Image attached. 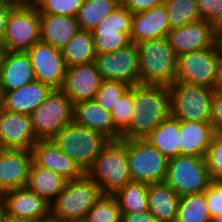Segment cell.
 <instances>
[{
    "label": "cell",
    "mask_w": 222,
    "mask_h": 222,
    "mask_svg": "<svg viewBox=\"0 0 222 222\" xmlns=\"http://www.w3.org/2000/svg\"><path fill=\"white\" fill-rule=\"evenodd\" d=\"M74 104L61 90L53 89L42 104L30 115L37 140H51L73 121Z\"/></svg>",
    "instance_id": "30bf717a"
},
{
    "label": "cell",
    "mask_w": 222,
    "mask_h": 222,
    "mask_svg": "<svg viewBox=\"0 0 222 222\" xmlns=\"http://www.w3.org/2000/svg\"><path fill=\"white\" fill-rule=\"evenodd\" d=\"M170 31L164 3L150 10L137 12L132 15L130 32L131 43L167 37Z\"/></svg>",
    "instance_id": "7402d4cb"
},
{
    "label": "cell",
    "mask_w": 222,
    "mask_h": 222,
    "mask_svg": "<svg viewBox=\"0 0 222 222\" xmlns=\"http://www.w3.org/2000/svg\"><path fill=\"white\" fill-rule=\"evenodd\" d=\"M73 121L92 131L100 132L110 141L121 140V134L114 128L110 111L105 110L95 100L74 104Z\"/></svg>",
    "instance_id": "cb8c5ba5"
},
{
    "label": "cell",
    "mask_w": 222,
    "mask_h": 222,
    "mask_svg": "<svg viewBox=\"0 0 222 222\" xmlns=\"http://www.w3.org/2000/svg\"><path fill=\"white\" fill-rule=\"evenodd\" d=\"M2 222H33V221L25 219V218L11 216L5 213Z\"/></svg>",
    "instance_id": "bcb514c9"
},
{
    "label": "cell",
    "mask_w": 222,
    "mask_h": 222,
    "mask_svg": "<svg viewBox=\"0 0 222 222\" xmlns=\"http://www.w3.org/2000/svg\"><path fill=\"white\" fill-rule=\"evenodd\" d=\"M121 222H160L152 213L136 212L121 213Z\"/></svg>",
    "instance_id": "ee69618b"
},
{
    "label": "cell",
    "mask_w": 222,
    "mask_h": 222,
    "mask_svg": "<svg viewBox=\"0 0 222 222\" xmlns=\"http://www.w3.org/2000/svg\"><path fill=\"white\" fill-rule=\"evenodd\" d=\"M14 6L15 5H1L0 4V45L2 43L4 34H5L6 22H7L8 15L10 13V10Z\"/></svg>",
    "instance_id": "f6af8a7d"
},
{
    "label": "cell",
    "mask_w": 222,
    "mask_h": 222,
    "mask_svg": "<svg viewBox=\"0 0 222 222\" xmlns=\"http://www.w3.org/2000/svg\"><path fill=\"white\" fill-rule=\"evenodd\" d=\"M52 90L49 85L34 80L18 89L2 92L1 109L31 115Z\"/></svg>",
    "instance_id": "603a6c76"
},
{
    "label": "cell",
    "mask_w": 222,
    "mask_h": 222,
    "mask_svg": "<svg viewBox=\"0 0 222 222\" xmlns=\"http://www.w3.org/2000/svg\"><path fill=\"white\" fill-rule=\"evenodd\" d=\"M170 115L179 121L211 123V108L215 89L174 81L169 87Z\"/></svg>",
    "instance_id": "8992f818"
},
{
    "label": "cell",
    "mask_w": 222,
    "mask_h": 222,
    "mask_svg": "<svg viewBox=\"0 0 222 222\" xmlns=\"http://www.w3.org/2000/svg\"><path fill=\"white\" fill-rule=\"evenodd\" d=\"M31 153L35 165L50 169L68 181L78 179L85 174L79 165L62 152L52 140H37Z\"/></svg>",
    "instance_id": "ffe728a7"
},
{
    "label": "cell",
    "mask_w": 222,
    "mask_h": 222,
    "mask_svg": "<svg viewBox=\"0 0 222 222\" xmlns=\"http://www.w3.org/2000/svg\"><path fill=\"white\" fill-rule=\"evenodd\" d=\"M217 45L220 49V53H221V56H222V33L217 37Z\"/></svg>",
    "instance_id": "816d5d0a"
},
{
    "label": "cell",
    "mask_w": 222,
    "mask_h": 222,
    "mask_svg": "<svg viewBox=\"0 0 222 222\" xmlns=\"http://www.w3.org/2000/svg\"><path fill=\"white\" fill-rule=\"evenodd\" d=\"M132 15L120 4L91 31L96 55L114 52L131 44Z\"/></svg>",
    "instance_id": "7c38bea8"
},
{
    "label": "cell",
    "mask_w": 222,
    "mask_h": 222,
    "mask_svg": "<svg viewBox=\"0 0 222 222\" xmlns=\"http://www.w3.org/2000/svg\"><path fill=\"white\" fill-rule=\"evenodd\" d=\"M144 139H146L167 159L179 156V120L169 115Z\"/></svg>",
    "instance_id": "83f0119b"
},
{
    "label": "cell",
    "mask_w": 222,
    "mask_h": 222,
    "mask_svg": "<svg viewBox=\"0 0 222 222\" xmlns=\"http://www.w3.org/2000/svg\"><path fill=\"white\" fill-rule=\"evenodd\" d=\"M167 39L176 56L184 52L198 51L217 45L214 25L205 20L172 29Z\"/></svg>",
    "instance_id": "9a60e30c"
},
{
    "label": "cell",
    "mask_w": 222,
    "mask_h": 222,
    "mask_svg": "<svg viewBox=\"0 0 222 222\" xmlns=\"http://www.w3.org/2000/svg\"><path fill=\"white\" fill-rule=\"evenodd\" d=\"M20 0H0L1 5H16Z\"/></svg>",
    "instance_id": "681fc988"
},
{
    "label": "cell",
    "mask_w": 222,
    "mask_h": 222,
    "mask_svg": "<svg viewBox=\"0 0 222 222\" xmlns=\"http://www.w3.org/2000/svg\"><path fill=\"white\" fill-rule=\"evenodd\" d=\"M51 140L84 172L110 141L100 132L92 131L74 121L62 128Z\"/></svg>",
    "instance_id": "5b68a950"
},
{
    "label": "cell",
    "mask_w": 222,
    "mask_h": 222,
    "mask_svg": "<svg viewBox=\"0 0 222 222\" xmlns=\"http://www.w3.org/2000/svg\"><path fill=\"white\" fill-rule=\"evenodd\" d=\"M211 124L215 133H222V88L215 89L213 94Z\"/></svg>",
    "instance_id": "b9f144b4"
},
{
    "label": "cell",
    "mask_w": 222,
    "mask_h": 222,
    "mask_svg": "<svg viewBox=\"0 0 222 222\" xmlns=\"http://www.w3.org/2000/svg\"><path fill=\"white\" fill-rule=\"evenodd\" d=\"M102 78L93 62L66 68L62 91L73 104L81 101L94 100Z\"/></svg>",
    "instance_id": "e0dca14e"
},
{
    "label": "cell",
    "mask_w": 222,
    "mask_h": 222,
    "mask_svg": "<svg viewBox=\"0 0 222 222\" xmlns=\"http://www.w3.org/2000/svg\"><path fill=\"white\" fill-rule=\"evenodd\" d=\"M39 41V12L31 1H20L10 10L0 51L26 52Z\"/></svg>",
    "instance_id": "52a82bcc"
},
{
    "label": "cell",
    "mask_w": 222,
    "mask_h": 222,
    "mask_svg": "<svg viewBox=\"0 0 222 222\" xmlns=\"http://www.w3.org/2000/svg\"><path fill=\"white\" fill-rule=\"evenodd\" d=\"M101 195L99 185L86 174L78 179L69 180L50 204L51 217L61 222L85 219L88 211Z\"/></svg>",
    "instance_id": "277c9868"
},
{
    "label": "cell",
    "mask_w": 222,
    "mask_h": 222,
    "mask_svg": "<svg viewBox=\"0 0 222 222\" xmlns=\"http://www.w3.org/2000/svg\"><path fill=\"white\" fill-rule=\"evenodd\" d=\"M220 88H222V56L220 57Z\"/></svg>",
    "instance_id": "f5cc1de1"
},
{
    "label": "cell",
    "mask_w": 222,
    "mask_h": 222,
    "mask_svg": "<svg viewBox=\"0 0 222 222\" xmlns=\"http://www.w3.org/2000/svg\"><path fill=\"white\" fill-rule=\"evenodd\" d=\"M84 0H31L39 13L76 17Z\"/></svg>",
    "instance_id": "8d00e7d4"
},
{
    "label": "cell",
    "mask_w": 222,
    "mask_h": 222,
    "mask_svg": "<svg viewBox=\"0 0 222 222\" xmlns=\"http://www.w3.org/2000/svg\"><path fill=\"white\" fill-rule=\"evenodd\" d=\"M26 52L30 58L35 80L49 85L52 89H62L67 67L61 50L39 41Z\"/></svg>",
    "instance_id": "5bb4252c"
},
{
    "label": "cell",
    "mask_w": 222,
    "mask_h": 222,
    "mask_svg": "<svg viewBox=\"0 0 222 222\" xmlns=\"http://www.w3.org/2000/svg\"><path fill=\"white\" fill-rule=\"evenodd\" d=\"M179 155L206 157L215 134L212 124L199 121H179Z\"/></svg>",
    "instance_id": "d4e9b609"
},
{
    "label": "cell",
    "mask_w": 222,
    "mask_h": 222,
    "mask_svg": "<svg viewBox=\"0 0 222 222\" xmlns=\"http://www.w3.org/2000/svg\"><path fill=\"white\" fill-rule=\"evenodd\" d=\"M214 31H215L216 37H218L222 33V15L214 24Z\"/></svg>",
    "instance_id": "7dc6e473"
},
{
    "label": "cell",
    "mask_w": 222,
    "mask_h": 222,
    "mask_svg": "<svg viewBox=\"0 0 222 222\" xmlns=\"http://www.w3.org/2000/svg\"><path fill=\"white\" fill-rule=\"evenodd\" d=\"M37 222H61V221H59L58 219H55V218H53V217L50 216V217H48V218L39 220V221H37Z\"/></svg>",
    "instance_id": "f907efd6"
},
{
    "label": "cell",
    "mask_w": 222,
    "mask_h": 222,
    "mask_svg": "<svg viewBox=\"0 0 222 222\" xmlns=\"http://www.w3.org/2000/svg\"><path fill=\"white\" fill-rule=\"evenodd\" d=\"M127 159L132 181L163 183L168 159L146 139H127Z\"/></svg>",
    "instance_id": "8fae6325"
},
{
    "label": "cell",
    "mask_w": 222,
    "mask_h": 222,
    "mask_svg": "<svg viewBox=\"0 0 222 222\" xmlns=\"http://www.w3.org/2000/svg\"><path fill=\"white\" fill-rule=\"evenodd\" d=\"M67 181L62 175L32 162L27 187L51 204L64 189Z\"/></svg>",
    "instance_id": "f1b7e54d"
},
{
    "label": "cell",
    "mask_w": 222,
    "mask_h": 222,
    "mask_svg": "<svg viewBox=\"0 0 222 222\" xmlns=\"http://www.w3.org/2000/svg\"><path fill=\"white\" fill-rule=\"evenodd\" d=\"M121 5L129 9L132 14L147 11L164 2V0H120Z\"/></svg>",
    "instance_id": "7bdbcfd3"
},
{
    "label": "cell",
    "mask_w": 222,
    "mask_h": 222,
    "mask_svg": "<svg viewBox=\"0 0 222 222\" xmlns=\"http://www.w3.org/2000/svg\"><path fill=\"white\" fill-rule=\"evenodd\" d=\"M211 222H222V214L212 218Z\"/></svg>",
    "instance_id": "db71d44e"
},
{
    "label": "cell",
    "mask_w": 222,
    "mask_h": 222,
    "mask_svg": "<svg viewBox=\"0 0 222 222\" xmlns=\"http://www.w3.org/2000/svg\"><path fill=\"white\" fill-rule=\"evenodd\" d=\"M72 222H87L86 219H80V220H76V221H72Z\"/></svg>",
    "instance_id": "9f6ffc18"
},
{
    "label": "cell",
    "mask_w": 222,
    "mask_h": 222,
    "mask_svg": "<svg viewBox=\"0 0 222 222\" xmlns=\"http://www.w3.org/2000/svg\"><path fill=\"white\" fill-rule=\"evenodd\" d=\"M204 192L180 197L175 222H211Z\"/></svg>",
    "instance_id": "d6a6232c"
},
{
    "label": "cell",
    "mask_w": 222,
    "mask_h": 222,
    "mask_svg": "<svg viewBox=\"0 0 222 222\" xmlns=\"http://www.w3.org/2000/svg\"><path fill=\"white\" fill-rule=\"evenodd\" d=\"M201 20L213 25L222 15V0H196Z\"/></svg>",
    "instance_id": "60d3db41"
},
{
    "label": "cell",
    "mask_w": 222,
    "mask_h": 222,
    "mask_svg": "<svg viewBox=\"0 0 222 222\" xmlns=\"http://www.w3.org/2000/svg\"><path fill=\"white\" fill-rule=\"evenodd\" d=\"M2 96H3V93H2L1 85H0V108H1V105H2Z\"/></svg>",
    "instance_id": "11a10c76"
},
{
    "label": "cell",
    "mask_w": 222,
    "mask_h": 222,
    "mask_svg": "<svg viewBox=\"0 0 222 222\" xmlns=\"http://www.w3.org/2000/svg\"><path fill=\"white\" fill-rule=\"evenodd\" d=\"M114 196L117 199L121 213L148 211V184L130 181L119 189Z\"/></svg>",
    "instance_id": "1f68e13d"
},
{
    "label": "cell",
    "mask_w": 222,
    "mask_h": 222,
    "mask_svg": "<svg viewBox=\"0 0 222 222\" xmlns=\"http://www.w3.org/2000/svg\"><path fill=\"white\" fill-rule=\"evenodd\" d=\"M130 87L123 82L102 80L94 100L105 110L110 111Z\"/></svg>",
    "instance_id": "74e56055"
},
{
    "label": "cell",
    "mask_w": 222,
    "mask_h": 222,
    "mask_svg": "<svg viewBox=\"0 0 222 222\" xmlns=\"http://www.w3.org/2000/svg\"><path fill=\"white\" fill-rule=\"evenodd\" d=\"M87 222H121V209L114 195L102 194L86 215Z\"/></svg>",
    "instance_id": "e575fe53"
},
{
    "label": "cell",
    "mask_w": 222,
    "mask_h": 222,
    "mask_svg": "<svg viewBox=\"0 0 222 222\" xmlns=\"http://www.w3.org/2000/svg\"><path fill=\"white\" fill-rule=\"evenodd\" d=\"M203 192L211 219L222 214V182L212 181Z\"/></svg>",
    "instance_id": "ab89813d"
},
{
    "label": "cell",
    "mask_w": 222,
    "mask_h": 222,
    "mask_svg": "<svg viewBox=\"0 0 222 222\" xmlns=\"http://www.w3.org/2000/svg\"><path fill=\"white\" fill-rule=\"evenodd\" d=\"M85 174L99 185L102 194L114 195L132 181L127 159V139L109 141Z\"/></svg>",
    "instance_id": "3957f363"
},
{
    "label": "cell",
    "mask_w": 222,
    "mask_h": 222,
    "mask_svg": "<svg viewBox=\"0 0 222 222\" xmlns=\"http://www.w3.org/2000/svg\"><path fill=\"white\" fill-rule=\"evenodd\" d=\"M180 196L168 185H148V211L160 222H175Z\"/></svg>",
    "instance_id": "4316f807"
},
{
    "label": "cell",
    "mask_w": 222,
    "mask_h": 222,
    "mask_svg": "<svg viewBox=\"0 0 222 222\" xmlns=\"http://www.w3.org/2000/svg\"><path fill=\"white\" fill-rule=\"evenodd\" d=\"M35 80L27 52L0 51V85L2 92L18 89Z\"/></svg>",
    "instance_id": "44dd1931"
},
{
    "label": "cell",
    "mask_w": 222,
    "mask_h": 222,
    "mask_svg": "<svg viewBox=\"0 0 222 222\" xmlns=\"http://www.w3.org/2000/svg\"><path fill=\"white\" fill-rule=\"evenodd\" d=\"M31 164V151L0 148V194L27 187Z\"/></svg>",
    "instance_id": "d6986e66"
},
{
    "label": "cell",
    "mask_w": 222,
    "mask_h": 222,
    "mask_svg": "<svg viewBox=\"0 0 222 222\" xmlns=\"http://www.w3.org/2000/svg\"><path fill=\"white\" fill-rule=\"evenodd\" d=\"M134 113L121 139H144L170 115V94L167 87L133 86Z\"/></svg>",
    "instance_id": "6da1fadb"
},
{
    "label": "cell",
    "mask_w": 222,
    "mask_h": 222,
    "mask_svg": "<svg viewBox=\"0 0 222 222\" xmlns=\"http://www.w3.org/2000/svg\"><path fill=\"white\" fill-rule=\"evenodd\" d=\"M40 41L62 49L79 30L76 17L39 13Z\"/></svg>",
    "instance_id": "484cf974"
},
{
    "label": "cell",
    "mask_w": 222,
    "mask_h": 222,
    "mask_svg": "<svg viewBox=\"0 0 222 222\" xmlns=\"http://www.w3.org/2000/svg\"><path fill=\"white\" fill-rule=\"evenodd\" d=\"M141 85L169 87L176 80L177 56L167 37L135 44Z\"/></svg>",
    "instance_id": "7a4b0ae2"
},
{
    "label": "cell",
    "mask_w": 222,
    "mask_h": 222,
    "mask_svg": "<svg viewBox=\"0 0 222 222\" xmlns=\"http://www.w3.org/2000/svg\"><path fill=\"white\" fill-rule=\"evenodd\" d=\"M220 57L218 45L179 54L176 81L212 89L220 88Z\"/></svg>",
    "instance_id": "ba28073f"
},
{
    "label": "cell",
    "mask_w": 222,
    "mask_h": 222,
    "mask_svg": "<svg viewBox=\"0 0 222 222\" xmlns=\"http://www.w3.org/2000/svg\"><path fill=\"white\" fill-rule=\"evenodd\" d=\"M120 4V0H84L76 15L79 29L92 31Z\"/></svg>",
    "instance_id": "4dcf8cb0"
},
{
    "label": "cell",
    "mask_w": 222,
    "mask_h": 222,
    "mask_svg": "<svg viewBox=\"0 0 222 222\" xmlns=\"http://www.w3.org/2000/svg\"><path fill=\"white\" fill-rule=\"evenodd\" d=\"M1 196L6 214L33 222L51 216L50 203L28 187L10 190L2 193Z\"/></svg>",
    "instance_id": "ac0fdd59"
},
{
    "label": "cell",
    "mask_w": 222,
    "mask_h": 222,
    "mask_svg": "<svg viewBox=\"0 0 222 222\" xmlns=\"http://www.w3.org/2000/svg\"><path fill=\"white\" fill-rule=\"evenodd\" d=\"M61 52L66 67L93 62L96 52L91 31L79 29Z\"/></svg>",
    "instance_id": "f546056e"
},
{
    "label": "cell",
    "mask_w": 222,
    "mask_h": 222,
    "mask_svg": "<svg viewBox=\"0 0 222 222\" xmlns=\"http://www.w3.org/2000/svg\"><path fill=\"white\" fill-rule=\"evenodd\" d=\"M170 30L201 20L196 0H164Z\"/></svg>",
    "instance_id": "836d02e7"
},
{
    "label": "cell",
    "mask_w": 222,
    "mask_h": 222,
    "mask_svg": "<svg viewBox=\"0 0 222 222\" xmlns=\"http://www.w3.org/2000/svg\"><path fill=\"white\" fill-rule=\"evenodd\" d=\"M94 63L102 80L119 81L129 86L139 85V55L131 43L114 52L98 54Z\"/></svg>",
    "instance_id": "4fadbf2b"
},
{
    "label": "cell",
    "mask_w": 222,
    "mask_h": 222,
    "mask_svg": "<svg viewBox=\"0 0 222 222\" xmlns=\"http://www.w3.org/2000/svg\"><path fill=\"white\" fill-rule=\"evenodd\" d=\"M211 182L205 157L179 155L168 159L164 183L180 197L202 193Z\"/></svg>",
    "instance_id": "9c48e42d"
},
{
    "label": "cell",
    "mask_w": 222,
    "mask_h": 222,
    "mask_svg": "<svg viewBox=\"0 0 222 222\" xmlns=\"http://www.w3.org/2000/svg\"><path fill=\"white\" fill-rule=\"evenodd\" d=\"M212 181H222V133H215L206 155Z\"/></svg>",
    "instance_id": "f35d334b"
},
{
    "label": "cell",
    "mask_w": 222,
    "mask_h": 222,
    "mask_svg": "<svg viewBox=\"0 0 222 222\" xmlns=\"http://www.w3.org/2000/svg\"><path fill=\"white\" fill-rule=\"evenodd\" d=\"M133 86H131L110 110L114 128L122 134L130 125L133 113Z\"/></svg>",
    "instance_id": "d590c367"
},
{
    "label": "cell",
    "mask_w": 222,
    "mask_h": 222,
    "mask_svg": "<svg viewBox=\"0 0 222 222\" xmlns=\"http://www.w3.org/2000/svg\"><path fill=\"white\" fill-rule=\"evenodd\" d=\"M36 141L30 115L0 108V148L31 151Z\"/></svg>",
    "instance_id": "2e32d148"
},
{
    "label": "cell",
    "mask_w": 222,
    "mask_h": 222,
    "mask_svg": "<svg viewBox=\"0 0 222 222\" xmlns=\"http://www.w3.org/2000/svg\"><path fill=\"white\" fill-rule=\"evenodd\" d=\"M4 215H5V206L2 196L0 194V222H2Z\"/></svg>",
    "instance_id": "c3c4849f"
}]
</instances>
